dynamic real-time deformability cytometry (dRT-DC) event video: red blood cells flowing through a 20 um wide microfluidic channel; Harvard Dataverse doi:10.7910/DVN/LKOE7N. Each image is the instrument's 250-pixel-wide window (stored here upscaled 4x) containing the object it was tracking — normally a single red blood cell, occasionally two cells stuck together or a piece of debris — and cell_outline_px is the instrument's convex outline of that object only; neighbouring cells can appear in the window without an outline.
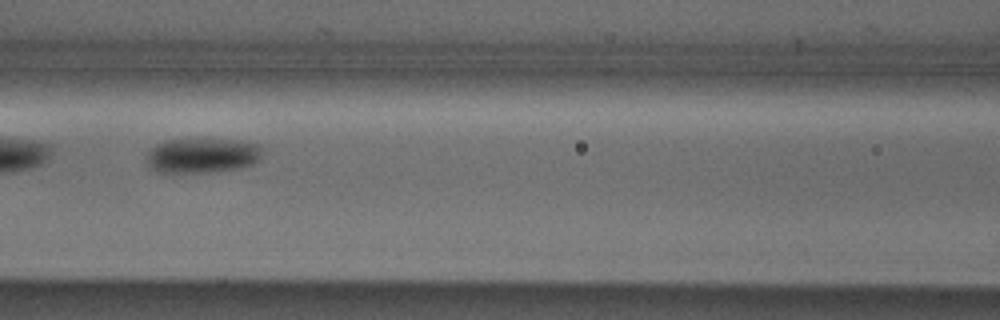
{"species": "Egyptian fruit bat (a non-hibernating species)", "species_latin": "Rousettus aegyptiacus", "temperature_condition": "cold", "stored_images_in_passage": 7, "camera_frame_rate_fps": 3000, "um_per_image_px": 0.085, "animal": {"sex": "male"}, "frame": {"image": 1, "passage_image": 6, "time_ms": 5.667, "image_size_px": [1000, 320], "cell_outline_px": [[264, 148], [260, 156], [252, 164], [240, 168], [208, 172], [156, 172], [148, 168], [148, 152], [156, 144], [168, 140], [240, 140], [256, 144]], "centroid_in_image_um": [17.18, 13.23], "position_along_channel_um": 149.4, "area_um2": 23.24}}